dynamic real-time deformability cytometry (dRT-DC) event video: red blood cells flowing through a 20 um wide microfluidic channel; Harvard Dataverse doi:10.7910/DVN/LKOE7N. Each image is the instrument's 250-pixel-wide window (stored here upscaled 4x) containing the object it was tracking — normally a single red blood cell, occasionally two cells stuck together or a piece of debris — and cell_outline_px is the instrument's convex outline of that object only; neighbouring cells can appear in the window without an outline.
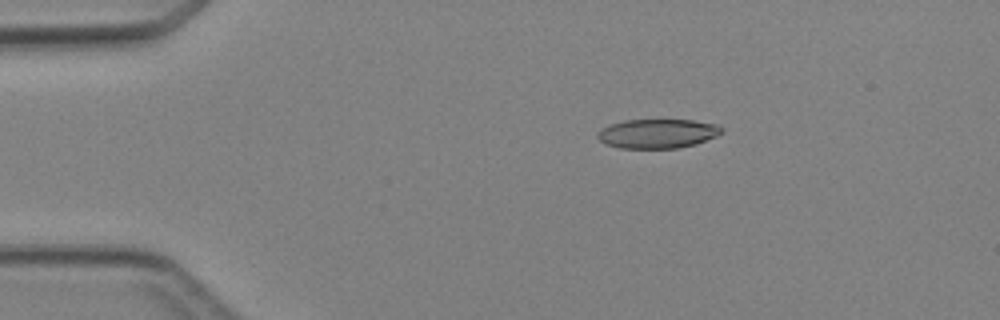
{"species": "Egyptian fruit bat (a non-hibernating species)", "species_latin": "Rousettus aegyptiacus", "temperature_condition": "cold", "stored_images_in_passage": 5, "camera_frame_rate_fps": 3000, "um_per_image_px": 0.085, "animal": {"sex": "female"}, "frame": {"image": 1, "passage_image": 3, "time_ms": 2.333, "image_size_px": [1000, 320], "cell_outline_px": [[724, 132], [716, 136], [696, 144], [680, 148], [620, 148], [604, 144], [596, 136], [596, 132], [600, 128], [608, 124], [624, 120], [692, 120], [716, 124], [724, 128]], "centroid_in_image_um": [55.86, 11.35], "position_along_channel_um": 29.1, "area_um2": 21.44}}
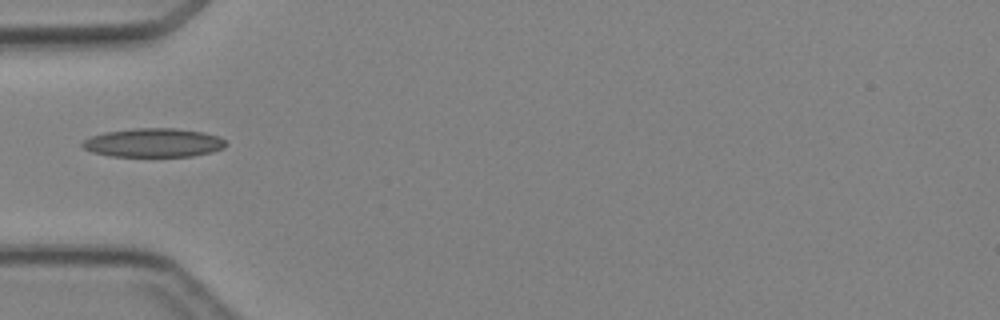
{"frame": {"image": 2, "passage_image": 5, "time_ms": 4.667, "image_size_px": [1000, 320], "cell_outline_px": [[228, 144], [224, 148], [212, 152], [192, 156], [108, 156], [92, 152], [84, 148], [80, 144], [88, 136], [104, 132], [132, 128], [176, 128], [204, 132], [216, 136], [224, 140]], "centroid_in_image_um": [13.02, 12.12], "position_along_channel_um": 72.0, "area_um2": 24.28}}